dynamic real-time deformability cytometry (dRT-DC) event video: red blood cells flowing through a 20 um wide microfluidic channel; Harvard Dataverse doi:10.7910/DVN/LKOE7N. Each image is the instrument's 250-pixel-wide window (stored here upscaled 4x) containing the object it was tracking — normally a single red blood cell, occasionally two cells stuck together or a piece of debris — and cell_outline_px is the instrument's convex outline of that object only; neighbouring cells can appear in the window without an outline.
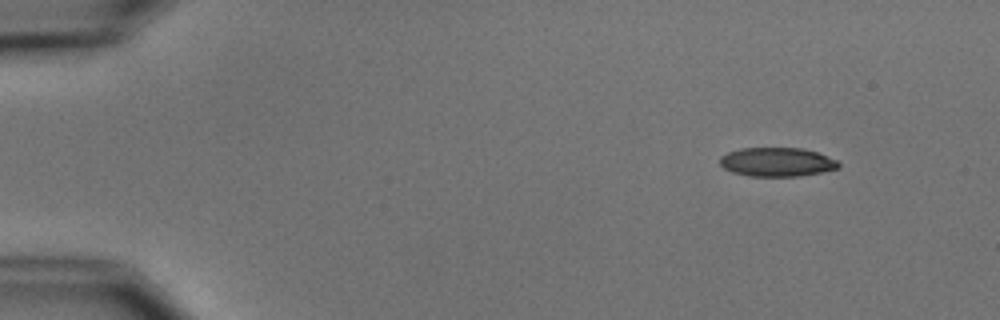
{"species": "common noctule bat (a hibernating species)", "species_latin": "Nyctalus noctula", "temperature_condition": "cold", "stored_images_in_passage": 4, "camera_frame_rate_fps": 3000, "um_per_image_px": 0.085, "animal": {"sex": "male", "body_mass_g": 15.6}, "frame": {"image": 1, "passage_image": 1, "time_ms": 0.0, "image_size_px": [1000, 320], "cell_outline_px": [[840, 168], [800, 176], [748, 176], [732, 172], [724, 168], [720, 164], [720, 156], [728, 152], [740, 148], [800, 148], [816, 152], [836, 160], [840, 164]], "centroid_in_image_um": [66.01, 13.77], "position_along_channel_um": 19.0, "area_um2": 19.94}}
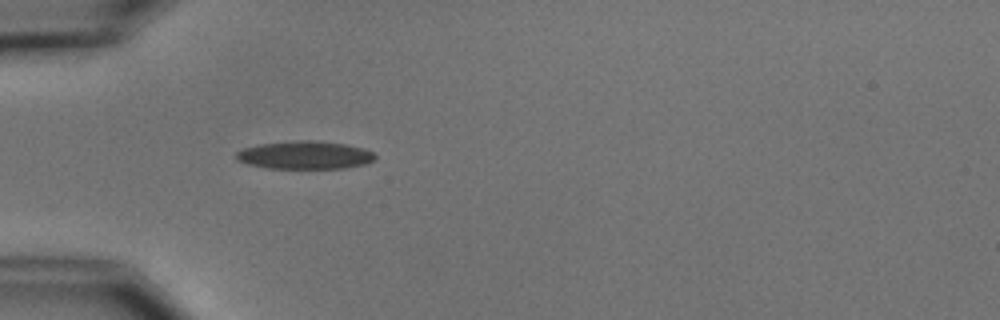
{"frame": {"image": 2, "passage_image": 4, "time_ms": 3.667, "image_size_px": [1000, 320], "cell_outline_px": [[376, 156], [372, 160], [364, 164], [344, 168], [268, 168], [248, 164], [236, 160], [236, 152], [244, 148], [260, 144], [300, 140], [308, 140], [344, 144], [364, 148], [372, 152]], "centroid_in_image_um": [25.89, 13.18], "position_along_channel_um": 59.1, "area_um2": 22.37}}